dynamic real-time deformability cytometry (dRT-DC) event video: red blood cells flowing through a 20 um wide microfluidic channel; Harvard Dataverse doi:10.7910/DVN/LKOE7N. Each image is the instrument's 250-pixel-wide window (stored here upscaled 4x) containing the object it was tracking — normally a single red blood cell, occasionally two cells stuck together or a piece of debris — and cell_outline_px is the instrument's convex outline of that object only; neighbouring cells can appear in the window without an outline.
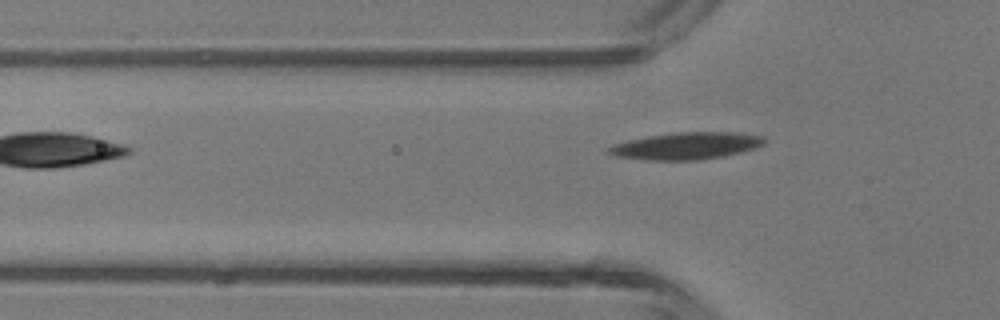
{"species": "common noctule bat (a hibernating species)", "species_latin": "Nyctalus noctula", "temperature_condition": "room temperature", "stored_images_in_passage": 3, "camera_frame_rate_fps": 3000, "um_per_image_px": 0.085, "animal": {"sex": "male", "body_mass_g": 13.3}, "frame": {"image": 1, "passage_image": 2, "time_ms": 0.333, "image_size_px": [1000, 320], "cell_outline_px": [[768, 140], [764, 144], [756, 148], [724, 156], [696, 160], [644, 160], [616, 156], [604, 152], [612, 144], [628, 140], [648, 136], [676, 132], [732, 132], [764, 136]], "centroid_in_image_um": [58.33, 12.4], "position_along_channel_um": 67.5, "area_um2": 24.68}}
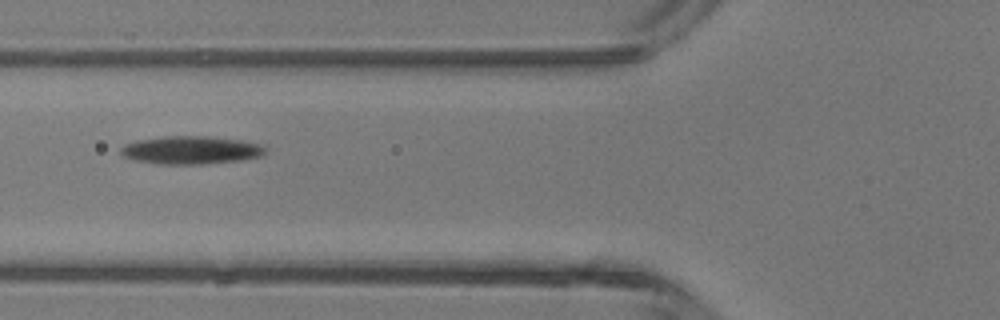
{"frame": {"image": 2, "passage_image": 3, "time_ms": 0.667, "image_size_px": [1000, 320], "cell_outline_px": [[268, 152], [264, 156], [244, 160], [204, 164], [160, 164], [136, 160], [120, 156], [120, 148], [124, 144], [136, 140], [164, 136], [208, 136], [240, 140], [260, 144], [268, 148]], "centroid_in_image_um": [16.27, 12.76], "position_along_channel_um": 109.5, "area_um2": 24.04}}